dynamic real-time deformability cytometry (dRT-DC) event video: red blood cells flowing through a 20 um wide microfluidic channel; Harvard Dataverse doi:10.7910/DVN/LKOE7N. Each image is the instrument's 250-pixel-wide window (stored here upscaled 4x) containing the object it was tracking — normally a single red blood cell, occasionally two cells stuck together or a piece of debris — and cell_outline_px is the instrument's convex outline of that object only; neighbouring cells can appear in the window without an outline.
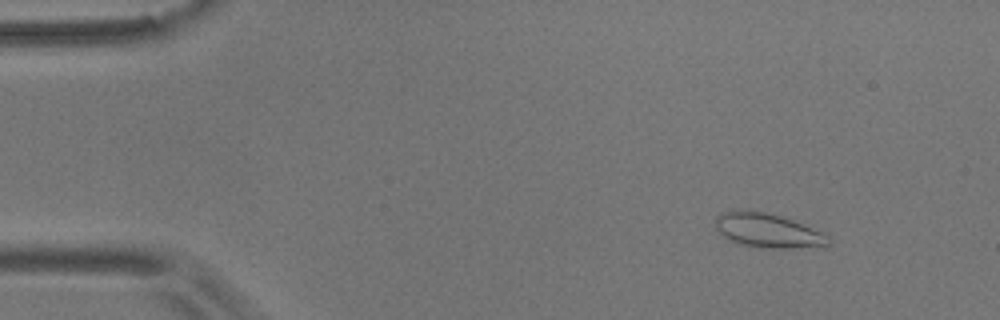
{"species": "common noctule bat (a hibernating species)", "species_latin": "Nyctalus noctula", "temperature_condition": "room temperature", "stored_images_in_passage": 56, "camera_frame_rate_fps": 3000, "um_per_image_px": 0.085, "animal": {"sex": "male", "body_mass_g": 17.9}, "frame": {"image": 1, "passage_image": 7, "time_ms": 2.0, "image_size_px": [1000, 320], "cell_outline_px": [[832, 244], [792, 248], [760, 248], [728, 240], [716, 228], [716, 216], [720, 212], [764, 212], [780, 216], [792, 220], [820, 232], [828, 236], [832, 240]], "centroid_in_image_um": [65.26, 19.62], "position_along_channel_um": 19.7, "area_um2": 21.79}}
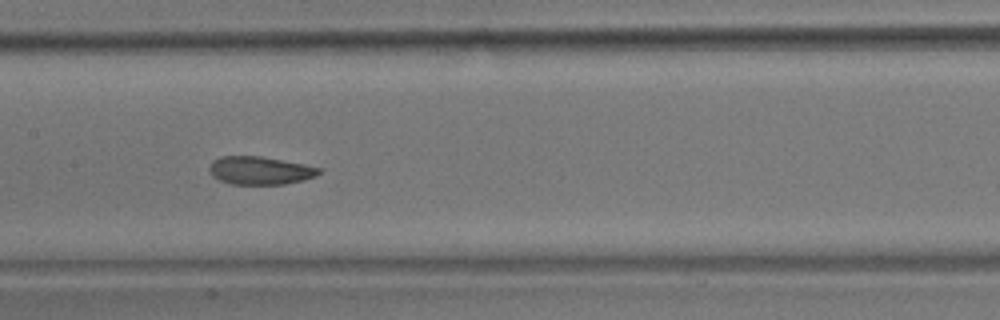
{"frame": {"image": 2, "passage_image": 28, "time_ms": 9.0, "image_size_px": [1000, 320], "cell_outline_px": [[320, 172], [316, 176], [304, 180], [284, 184], [232, 184], [220, 180], [212, 176], [208, 168], [212, 160], [220, 156], [260, 156], [304, 164], [320, 168]], "centroid_in_image_um": [22.07, 14.49], "position_along_channel_um": 185.3, "area_um2": 17.92}}
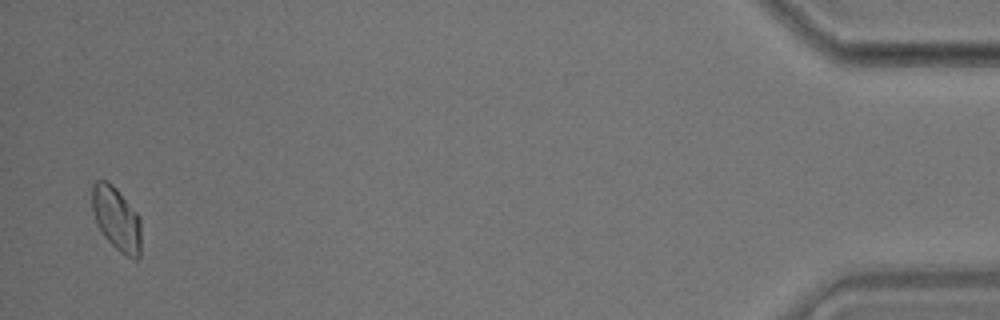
{"frame": {"image": 3, "passage_image": 55, "time_ms": 18.0, "image_size_px": [1000, 320], "cell_outline_px": [[140, 256], [136, 260], [120, 252], [104, 236], [96, 224], [92, 208], [92, 184], [96, 180], [108, 180], [116, 188], [136, 212], [140, 220]], "centroid_in_image_um": [9.88, 18.58], "position_along_channel_um": 425.3, "area_um2": 18.15}, "authors_computed_cell_mechanics": {"area_um2": 18.5538, "velocity_mm_per_s": 3.6119, "shape_relaxation_time_tau1_ms": 5.1898, "shape_relaxation_time_tau2_ms": 1.337, "deformation_change_tau1": 0.1348, "deformation_change_tau2": 0.0516}}